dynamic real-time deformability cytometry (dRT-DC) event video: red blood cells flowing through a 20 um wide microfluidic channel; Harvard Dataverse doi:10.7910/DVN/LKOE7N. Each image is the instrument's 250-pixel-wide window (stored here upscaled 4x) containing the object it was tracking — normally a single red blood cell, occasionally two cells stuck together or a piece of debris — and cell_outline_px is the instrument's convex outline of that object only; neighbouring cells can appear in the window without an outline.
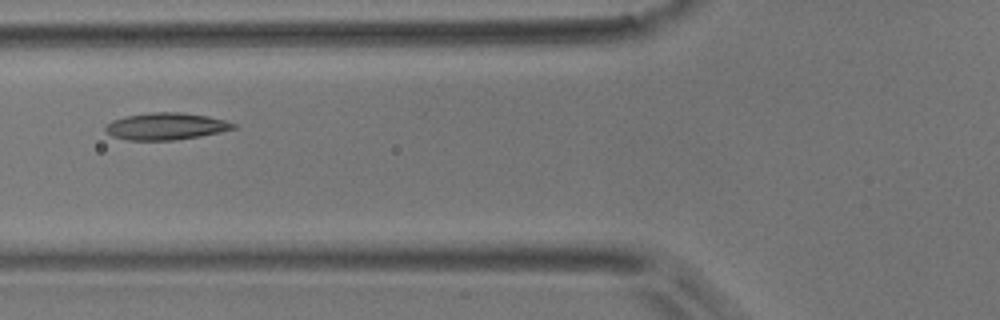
{"species": "common noctule bat (a hibernating species)", "species_latin": "Nyctalus noctula", "temperature_condition": "room temperature", "stored_images_in_passage": 6, "camera_frame_rate_fps": 3000, "um_per_image_px": 0.085, "animal": {"sex": "male", "body_mass_g": 17.9}, "frame": {"image": 1, "passage_image": 5, "time_ms": 5.0, "image_size_px": [1000, 320], "cell_outline_px": [[236, 128], [220, 132], [200, 136], [176, 140], [128, 140], [112, 136], [104, 128], [104, 124], [112, 120], [124, 116], [152, 112], [180, 112], [208, 116], [224, 120], [236, 124]], "centroid_in_image_um": [14.08, 10.73], "position_along_channel_um": 111.7, "area_um2": 20.17}}
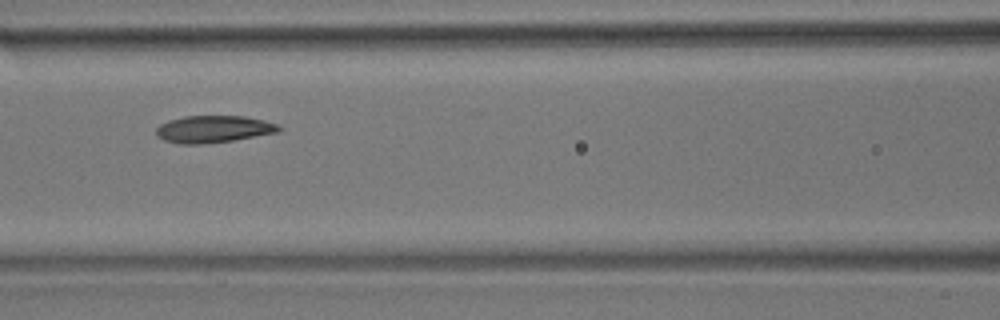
{"frame": {"image": 2, "passage_image": 6, "time_ms": 6.0, "image_size_px": [1000, 320], "cell_outline_px": [[284, 128], [276, 132], [232, 140], [204, 144], [180, 144], [164, 140], [156, 136], [156, 128], [160, 124], [168, 120], [184, 116], [244, 116], [264, 120], [276, 124]], "centroid_in_image_um": [18.1, 10.97], "position_along_channel_um": 148.5, "area_um2": 19.31}}